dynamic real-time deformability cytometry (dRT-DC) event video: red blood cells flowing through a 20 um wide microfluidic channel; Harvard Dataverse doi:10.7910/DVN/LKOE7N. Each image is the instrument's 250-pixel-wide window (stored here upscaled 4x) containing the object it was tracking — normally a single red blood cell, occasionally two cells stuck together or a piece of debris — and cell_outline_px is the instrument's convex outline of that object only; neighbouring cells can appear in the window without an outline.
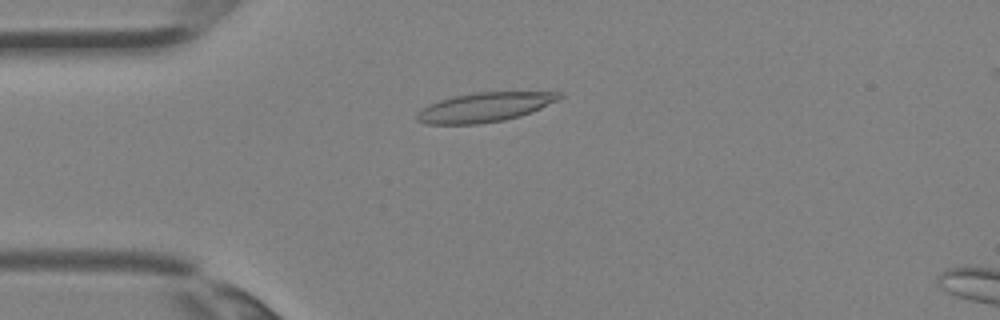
{"species": "Egyptian fruit bat (a non-hibernating species)", "species_latin": "Rousettus aegyptiacus", "temperature_condition": "room temperature", "stored_images_in_passage": 3, "camera_frame_rate_fps": 3000, "um_per_image_px": 0.085, "animal": {"sex": "female"}, "frame": {"image": 1, "passage_image": 3, "time_ms": 0.667, "image_size_px": [1000, 320], "cell_outline_px": [[564, 96], [560, 100], [532, 112], [520, 116], [504, 120], [480, 124], [424, 124], [416, 120], [416, 112], [440, 100], [452, 96], [476, 92], [560, 92]], "centroid_in_image_um": [41.23, 9.12], "position_along_channel_um": 43.8, "area_um2": 24.45}}